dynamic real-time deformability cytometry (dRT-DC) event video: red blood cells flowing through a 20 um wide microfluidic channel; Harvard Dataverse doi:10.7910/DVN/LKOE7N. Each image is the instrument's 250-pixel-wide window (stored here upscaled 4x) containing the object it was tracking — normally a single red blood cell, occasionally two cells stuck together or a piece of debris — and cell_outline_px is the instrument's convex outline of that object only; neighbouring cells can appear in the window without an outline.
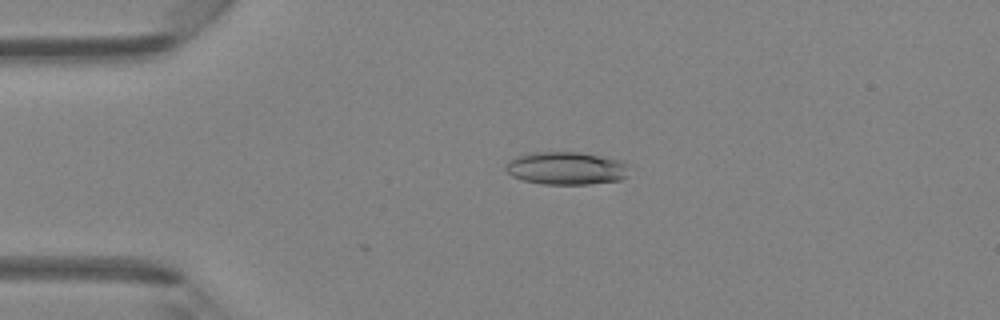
{"species": "Egyptian fruit bat (a non-hibernating species)", "species_latin": "Rousettus aegyptiacus", "temperature_condition": "room temperature", "stored_images_in_passage": 23, "camera_frame_rate_fps": 3000, "um_per_image_px": 0.085, "animal": {"sex": "female"}, "frame": {"image": 1, "passage_image": 11, "time_ms": 3.333, "image_size_px": [1000, 320], "cell_outline_px": [[628, 176], [620, 180], [588, 184], [540, 184], [524, 180], [512, 176], [504, 168], [508, 160], [516, 156], [532, 152], [580, 152], [624, 160], [628, 164]], "centroid_in_image_um": [48.15, 14.29], "position_along_channel_um": 36.8, "area_um2": 23.93}}
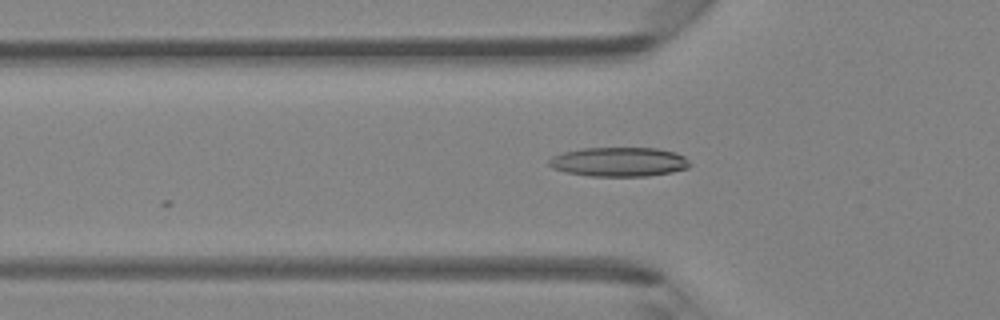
{"frame": {"image": 2, "passage_image": 16, "time_ms": 5.0, "image_size_px": [1000, 320], "cell_outline_px": [[692, 164], [688, 168], [672, 172], [648, 176], [588, 176], [564, 172], [552, 168], [548, 164], [548, 160], [552, 156], [564, 152], [584, 148], [656, 148], [676, 152], [684, 156]], "centroid_in_image_um": [52.62, 13.76], "position_along_channel_um": 73.2, "area_um2": 24.22}}
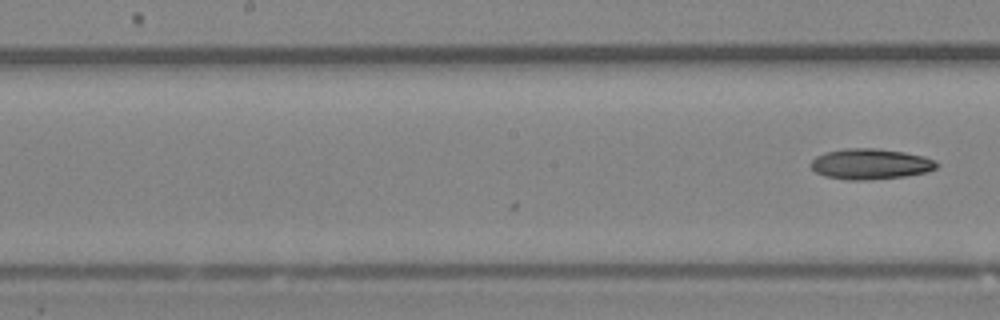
{"frame": {"image": 3, "passage_image": 23, "time_ms": 7.333, "image_size_px": [1000, 320], "cell_outline_px": [[940, 164], [936, 168], [928, 172], [904, 176], [868, 180], [848, 180], [824, 176], [816, 172], [812, 168], [812, 160], [816, 156], [824, 152], [844, 148], [876, 148], [904, 152], [924, 156], [936, 160]], "centroid_in_image_um": [74.01, 13.93], "position_along_channel_um": 174.2, "area_um2": 22.6}}